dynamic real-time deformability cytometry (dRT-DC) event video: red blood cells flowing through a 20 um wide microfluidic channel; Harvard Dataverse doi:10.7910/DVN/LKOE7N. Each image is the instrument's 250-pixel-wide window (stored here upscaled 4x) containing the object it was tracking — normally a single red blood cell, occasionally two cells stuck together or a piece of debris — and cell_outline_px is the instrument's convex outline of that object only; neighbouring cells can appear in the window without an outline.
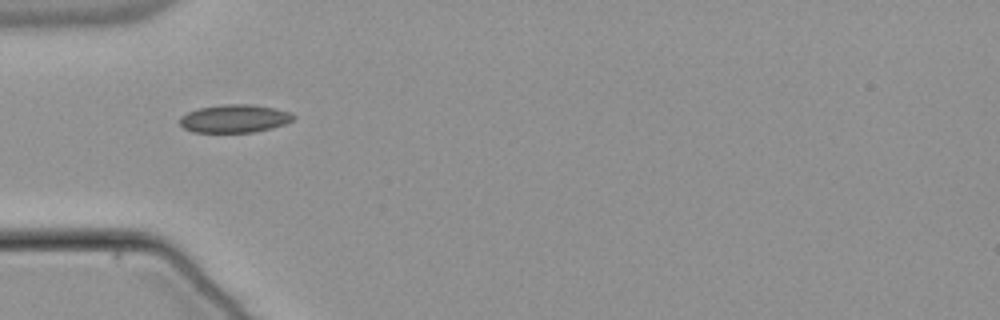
{"species": "common noctule bat (a hibernating species)", "species_latin": "Nyctalus noctula", "temperature_condition": "warm", "stored_images_in_passage": 37, "camera_frame_rate_fps": 3000, "um_per_image_px": 0.085, "animal": {"sex": "male", "body_mass_g": 21.5, "forearm_length_mm": 52.0}, "frame": {"image": 1, "passage_image": 1, "time_ms": 0.0, "image_size_px": [1000, 320], "cell_outline_px": [[296, 116], [292, 120], [284, 124], [272, 128], [252, 132], [192, 132], [184, 128], [180, 124], [180, 116], [188, 112], [200, 108], [224, 104], [252, 104], [272, 108], [288, 112]], "centroid_in_image_um": [19.91, 10.08], "position_along_channel_um": 65.1, "area_um2": 18.38}}
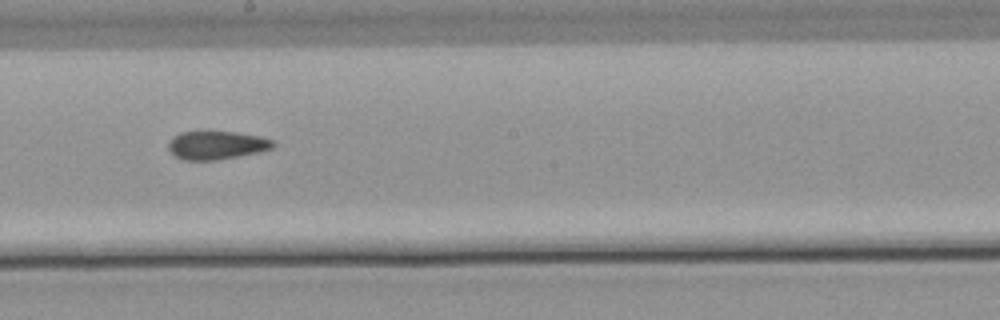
{"frame": {"image": 2, "passage_image": 14, "time_ms": 4.333, "image_size_px": [1000, 320], "cell_outline_px": [[276, 144], [272, 148], [260, 152], [212, 160], [184, 160], [176, 156], [168, 148], [168, 144], [172, 136], [180, 132], [208, 128], [236, 132], [260, 136], [272, 140]], "centroid_in_image_um": [18.38, 12.28], "position_along_channel_um": 229.8, "area_um2": 17.92}}
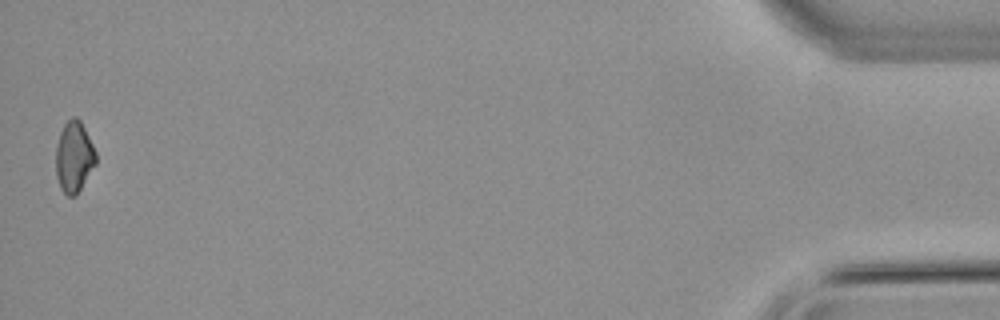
{"frame": {"image": 3, "passage_image": 37, "time_ms": 12.0, "image_size_px": [1000, 320], "cell_outline_px": [[96, 164], [76, 196], [68, 196], [60, 188], [56, 176], [56, 148], [60, 132], [64, 124], [72, 116], [76, 116], [80, 120], [96, 152]], "centroid_in_image_um": [6.29, 13.34], "position_along_channel_um": 428.9, "area_um2": 16.53}, "authors_computed_cell_mechanics": {"area_um2": 17.34, "velocity_mm_per_s": 3.8194, "shape_relaxation_time_tau1_ms": null, "shape_relaxation_time_tau2_ms": 4.3302, "deformation_change_tau1": null, "deformation_change_tau2": 0.0911}}